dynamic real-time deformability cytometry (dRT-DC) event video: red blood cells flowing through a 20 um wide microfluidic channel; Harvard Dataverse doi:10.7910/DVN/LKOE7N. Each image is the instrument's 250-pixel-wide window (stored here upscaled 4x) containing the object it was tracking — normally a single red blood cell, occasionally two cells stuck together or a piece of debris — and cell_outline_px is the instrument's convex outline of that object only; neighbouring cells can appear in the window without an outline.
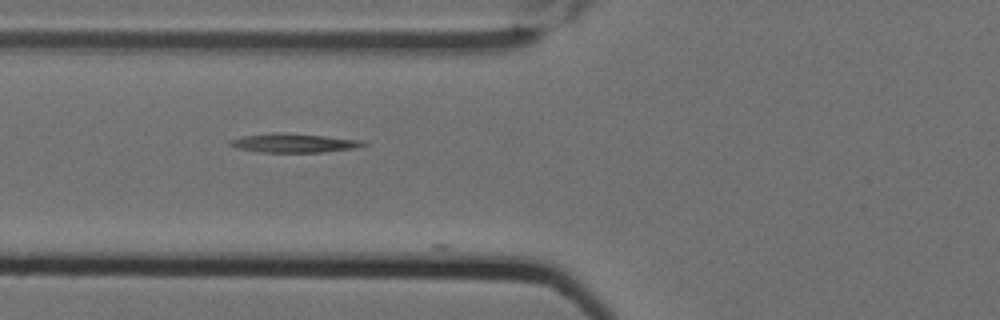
{"species": "Egyptian fruit bat (a non-hibernating species)", "species_latin": "Rousettus aegyptiacus", "temperature_condition": "cold", "stored_images_in_passage": 7, "camera_frame_rate_fps": 3000, "um_per_image_px": 0.085, "animal": {"sex": "female"}, "frame": {"image": 1, "passage_image": 6, "time_ms": 1.667, "image_size_px": [1000, 320], "cell_outline_px": [[368, 144], [356, 148], [324, 152], [256, 152], [236, 148], [228, 144], [228, 140], [244, 136], [272, 132], [280, 132], [324, 136], [360, 140]], "centroid_in_image_um": [24.91, 12.16], "position_along_channel_um": 100.9, "area_um2": 14.74}}